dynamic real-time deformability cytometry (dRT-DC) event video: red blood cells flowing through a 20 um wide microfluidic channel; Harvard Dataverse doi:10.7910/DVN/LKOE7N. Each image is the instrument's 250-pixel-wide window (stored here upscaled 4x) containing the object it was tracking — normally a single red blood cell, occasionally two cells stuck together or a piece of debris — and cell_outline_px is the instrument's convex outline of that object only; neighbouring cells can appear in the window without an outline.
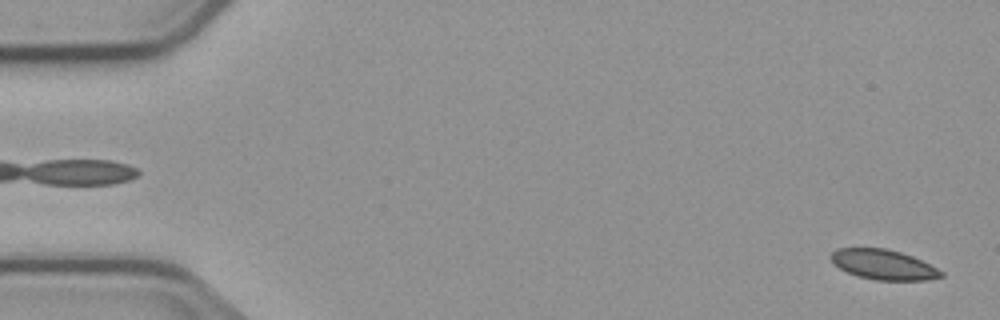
{"species": "common noctule bat (a hibernating species)", "species_latin": "Nyctalus noctula", "temperature_condition": "cold", "stored_images_in_passage": 5, "camera_frame_rate_fps": 3000, "um_per_image_px": 0.085, "animal": {"sex": "male", "body_mass_g": 23.1, "forearm_length_mm": 52.7}, "frame": {"image": 1, "passage_image": 5, "time_ms": 4.667, "image_size_px": [1000, 320], "cell_outline_px": [[944, 276], [924, 280], [876, 280], [856, 276], [832, 264], [828, 256], [836, 248], [884, 248], [900, 252], [912, 256], [944, 272]], "centroid_in_image_um": [75.03, 22.49], "position_along_channel_um": 10.0, "area_um2": 19.25}}